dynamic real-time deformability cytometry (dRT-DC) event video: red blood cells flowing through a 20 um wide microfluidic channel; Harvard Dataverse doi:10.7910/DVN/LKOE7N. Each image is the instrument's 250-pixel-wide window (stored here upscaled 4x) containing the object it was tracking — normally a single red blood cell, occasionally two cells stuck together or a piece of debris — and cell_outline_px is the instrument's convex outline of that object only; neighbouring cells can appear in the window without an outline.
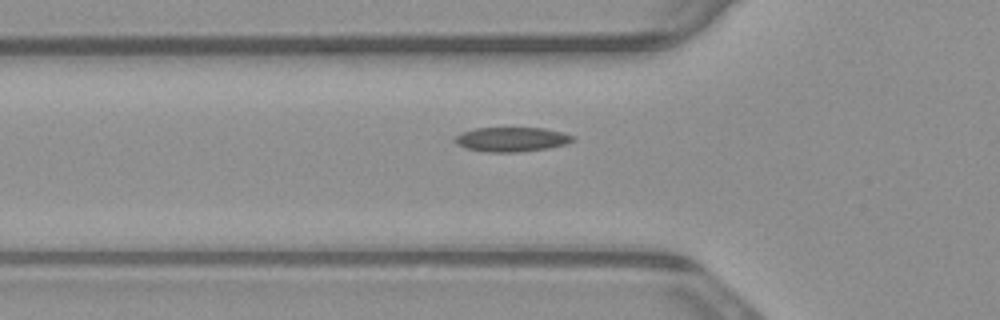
{"species": "common noctule bat (a hibernating species)", "species_latin": "Nyctalus noctula", "temperature_condition": "warm", "stored_images_in_passage": 37, "camera_frame_rate_fps": 3000, "um_per_image_px": 0.085, "animal": {"sex": "male", "body_mass_g": 23.1, "forearm_length_mm": 52.7}, "frame": {"image": 1, "passage_image": 7, "time_ms": 2.0, "image_size_px": [1000, 320], "cell_outline_px": [[576, 140], [564, 144], [548, 148], [520, 152], [488, 152], [464, 148], [452, 140], [456, 136], [464, 132], [476, 128], [544, 128], [560, 132], [572, 136]], "centroid_in_image_um": [43.46, 11.85], "position_along_channel_um": 82.3, "area_um2": 16.65}}
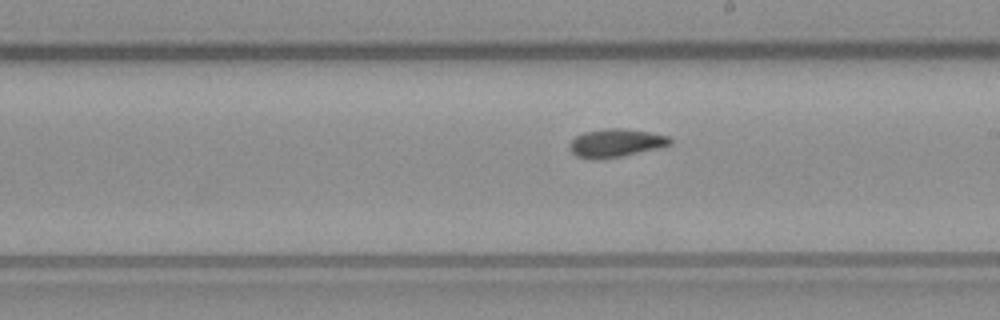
{"frame": {"image": 2, "passage_image": 19, "time_ms": 6.0, "image_size_px": [1000, 320], "cell_outline_px": [[672, 144], [656, 148], [620, 156], [600, 160], [592, 160], [576, 156], [568, 148], [568, 144], [576, 136], [584, 132], [604, 128], [624, 128], [672, 136]], "centroid_in_image_um": [52.31, 12.15], "position_along_channel_um": 236.7, "area_um2": 16.65}}
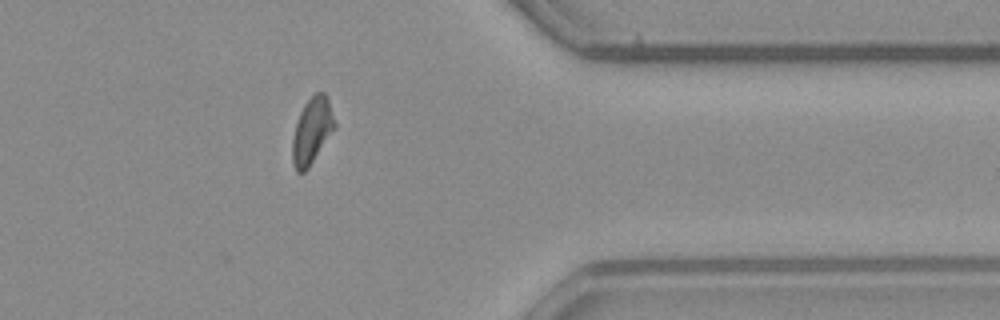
{"frame": {"image": 3, "passage_image": 32, "time_ms": 10.333, "image_size_px": [1000, 320], "cell_outline_px": [[336, 128], [308, 168], [304, 172], [296, 172], [292, 160], [292, 140], [296, 124], [300, 112], [304, 104], [316, 92], [324, 92], [328, 100], [336, 124]], "centroid_in_image_um": [26.52, 11.13], "position_along_channel_um": 384.9, "area_um2": 16.18}, "authors_computed_cell_mechanics": {"area_um2": 16.3574, "velocity_mm_per_s": 3.8455, "shape_relaxation_time_tau1_ms": 8.0142, "shape_relaxation_time_tau2_ms": 2.6533, "deformation_change_tau1": 0.1755, "deformation_change_tau2": 0.0885}}